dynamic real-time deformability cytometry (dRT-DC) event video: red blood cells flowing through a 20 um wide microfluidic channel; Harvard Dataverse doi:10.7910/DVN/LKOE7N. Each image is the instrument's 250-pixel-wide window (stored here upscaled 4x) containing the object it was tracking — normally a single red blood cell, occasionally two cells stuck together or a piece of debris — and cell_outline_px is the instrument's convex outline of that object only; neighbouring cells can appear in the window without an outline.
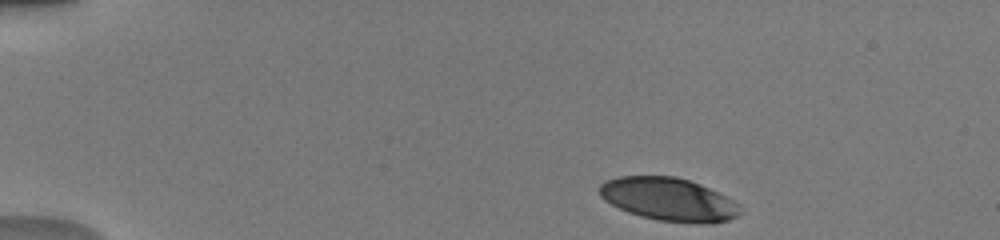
{"species": "human", "species_latin": "Homo sapiens", "temperature_condition": "warm", "stored_images_in_passage": 43, "camera_frame_rate_fps": 3000, "um_per_image_px": 0.085, "donor": {"sex": "male"}, "frame": {"image": 1, "passage_image": 1, "time_ms": 0.0, "image_size_px": [1000, 240], "cell_outline_px": [[740, 216], [728, 220], [712, 224], [656, 220], [640, 216], [628, 212], [604, 200], [600, 196], [600, 184], [604, 180], [620, 176], [676, 176], [700, 184], [740, 204]], "centroid_in_image_um": [56.84, 16.95], "position_along_channel_um": 28.2, "area_um2": 35.26}}
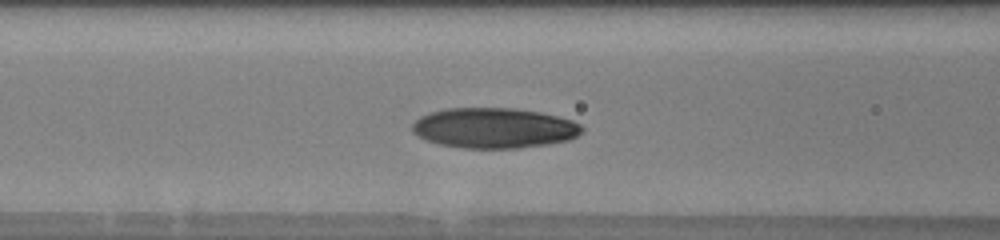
{"frame": {"image": 2, "passage_image": 15, "time_ms": 4.667, "image_size_px": [1000, 240], "cell_outline_px": [[584, 132], [568, 140], [548, 144], [516, 148], [464, 148], [440, 144], [428, 140], [412, 132], [412, 124], [420, 116], [444, 108], [516, 108], [540, 112], [572, 120], [580, 124], [584, 128]], "centroid_in_image_um": [42.02, 10.87], "position_along_channel_um": 124.6, "area_um2": 39.82}}
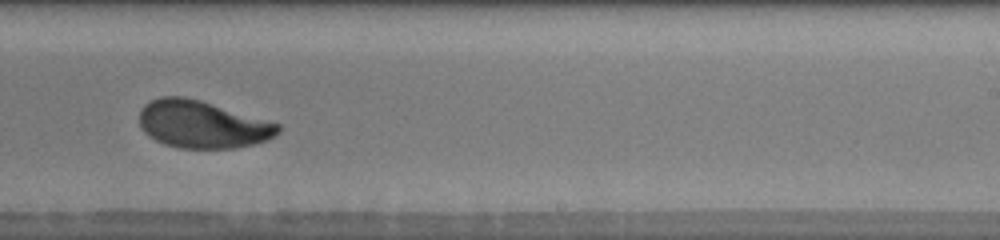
{"frame": {"image": 3, "passage_image": 26, "time_ms": 8.333, "image_size_px": [1000, 240], "cell_outline_px": [[280, 132], [276, 136], [268, 140], [236, 148], [176, 148], [164, 144], [148, 136], [140, 128], [140, 108], [144, 104], [160, 96], [184, 96], [200, 100], [280, 124]], "centroid_in_image_um": [17.17, 10.58], "position_along_channel_um": 271.8, "area_um2": 38.44}, "authors_computed_cell_mechanics": {"area_um2": 37.9168, "velocity_mm_per_s": 4.0191, "shape_relaxation_time_tau1_ms": 3.5546, "shape_relaxation_time_tau2_ms": 1.2462, "deformation_change_tau1": 0.1836, "deformation_change_tau2": 0.0671}}